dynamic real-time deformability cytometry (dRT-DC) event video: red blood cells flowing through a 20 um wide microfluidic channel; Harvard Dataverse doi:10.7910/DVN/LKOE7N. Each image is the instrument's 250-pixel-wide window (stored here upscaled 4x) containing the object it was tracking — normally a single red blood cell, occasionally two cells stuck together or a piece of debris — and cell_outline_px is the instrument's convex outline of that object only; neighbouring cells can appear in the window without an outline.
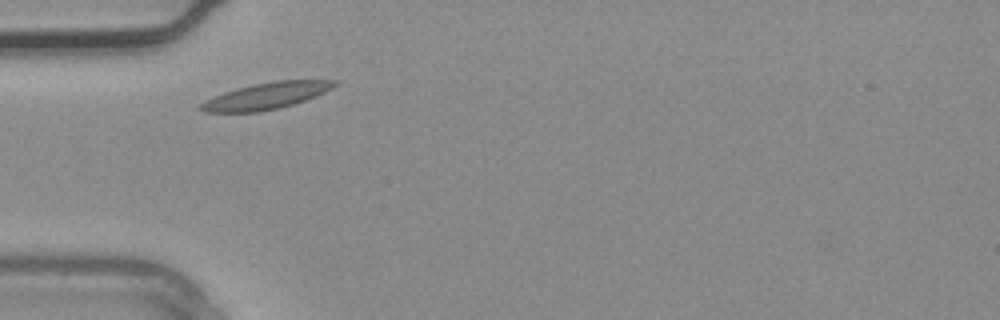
{"species": "common noctule bat (a hibernating species)", "species_latin": "Nyctalus noctula", "temperature_condition": "warm", "stored_images_in_passage": 2, "camera_frame_rate_fps": 3000, "um_per_image_px": 0.085, "animal": {"sex": "male", "body_mass_g": 20.4}, "frame": {"image": 1, "passage_image": 1, "time_ms": 0.0, "image_size_px": [1000, 320], "cell_outline_px": [[336, 84], [332, 88], [316, 96], [280, 108], [260, 112], [204, 112], [196, 108], [204, 100], [224, 92], [256, 84], [276, 80], [336, 80]], "centroid_in_image_um": [22.59, 8.16], "position_along_channel_um": 62.4, "area_um2": 20.46}}
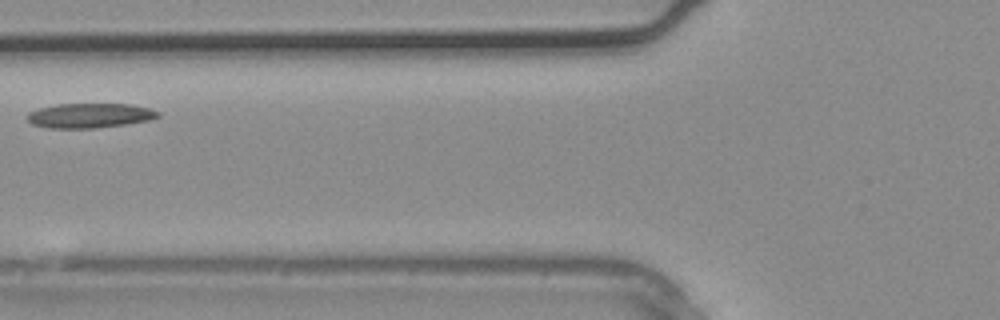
{"frame": {"image": 2, "passage_image": 2, "time_ms": 0.333, "image_size_px": [1000, 320], "cell_outline_px": [[160, 116], [148, 120], [124, 124], [96, 128], [48, 128], [32, 124], [28, 120], [28, 112], [40, 108], [56, 104], [132, 104], [148, 108], [160, 112]], "centroid_in_image_um": [7.62, 9.82], "position_along_channel_um": 118.2, "area_um2": 18.67}}